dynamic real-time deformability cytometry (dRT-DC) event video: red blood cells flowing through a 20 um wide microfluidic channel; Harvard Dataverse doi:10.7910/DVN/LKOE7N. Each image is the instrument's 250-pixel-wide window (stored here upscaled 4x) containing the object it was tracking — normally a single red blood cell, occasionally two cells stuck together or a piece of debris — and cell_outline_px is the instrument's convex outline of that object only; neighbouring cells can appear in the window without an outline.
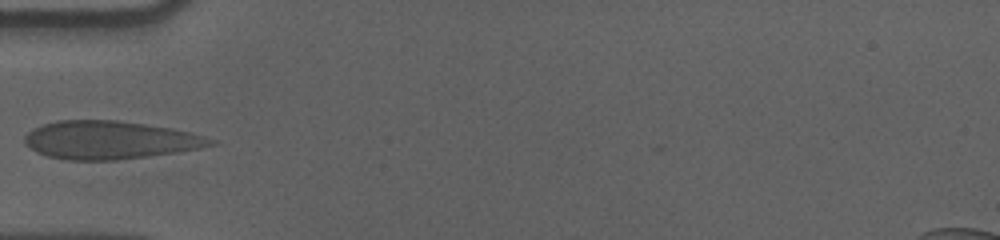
{"species": "human", "species_latin": "Homo sapiens", "temperature_condition": "cold", "stored_images_in_passage": 39, "camera_frame_rate_fps": 3000, "um_per_image_px": 0.085, "donor": {"sex": "male"}, "frame": {"image": 1, "passage_image": 1, "time_ms": 0.0, "image_size_px": [1000, 240], "cell_outline_px": [[216, 144], [200, 148], [180, 152], [116, 160], [64, 160], [48, 156], [36, 152], [24, 144], [24, 136], [32, 128], [56, 120], [116, 120], [172, 128], [204, 136], [216, 140]], "centroid_in_image_um": [9.31, 11.91], "position_along_channel_um": 75.7, "area_um2": 41.44}}
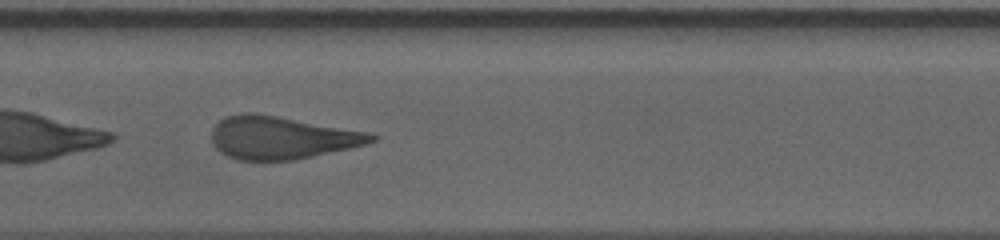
{"frame": {"image": 2, "passage_image": 10, "time_ms": 3.0, "image_size_px": [1000, 240], "cell_outline_px": [[380, 136], [376, 140], [364, 144], [348, 148], [312, 156], [292, 160], [236, 160], [220, 152], [212, 144], [212, 128], [220, 120], [228, 116], [240, 112], [252, 112], [276, 116], [368, 132]], "centroid_in_image_um": [23.88, 11.7], "position_along_channel_um": 183.5, "area_um2": 39.48}}
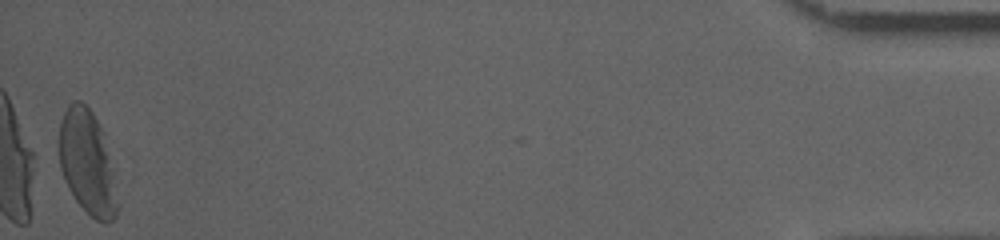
{"frame": {"image": 3, "passage_image": 38, "time_ms": 12.333, "image_size_px": [1000, 240], "cell_outline_px": [[116, 216], [108, 224], [104, 224], [96, 220], [76, 200], [68, 188], [64, 180], [60, 168], [60, 120], [68, 104], [72, 100], [80, 100], [92, 112], [104, 132], [112, 172], [116, 204]], "centroid_in_image_um": [7.39, 13.78], "position_along_channel_um": 427.8, "area_um2": 34.74}}